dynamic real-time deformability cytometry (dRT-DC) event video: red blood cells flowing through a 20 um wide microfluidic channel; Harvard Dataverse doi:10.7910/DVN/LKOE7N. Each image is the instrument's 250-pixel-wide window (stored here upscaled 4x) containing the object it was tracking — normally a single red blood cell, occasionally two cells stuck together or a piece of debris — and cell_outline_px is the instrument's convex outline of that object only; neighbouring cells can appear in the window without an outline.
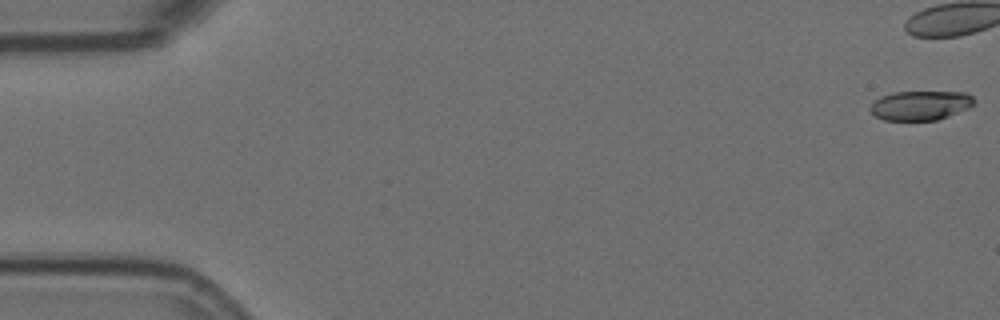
{"species": "Egyptian fruit bat (a non-hibernating species)", "species_latin": "Rousettus aegyptiacus", "temperature_condition": "room temperature", "stored_images_in_passage": 2, "camera_frame_rate_fps": 3000, "um_per_image_px": 0.085, "animal": {"sex": "female"}, "frame": {"image": 1, "passage_image": 1, "time_ms": 0.0, "image_size_px": [1000, 320], "cell_outline_px": [[976, 104], [968, 108], [948, 116], [936, 120], [884, 120], [876, 116], [868, 108], [880, 96], [892, 92], [964, 92], [972, 96], [976, 100]], "centroid_in_image_um": [78.25, 8.95], "position_along_channel_um": 6.7, "area_um2": 17.8}}